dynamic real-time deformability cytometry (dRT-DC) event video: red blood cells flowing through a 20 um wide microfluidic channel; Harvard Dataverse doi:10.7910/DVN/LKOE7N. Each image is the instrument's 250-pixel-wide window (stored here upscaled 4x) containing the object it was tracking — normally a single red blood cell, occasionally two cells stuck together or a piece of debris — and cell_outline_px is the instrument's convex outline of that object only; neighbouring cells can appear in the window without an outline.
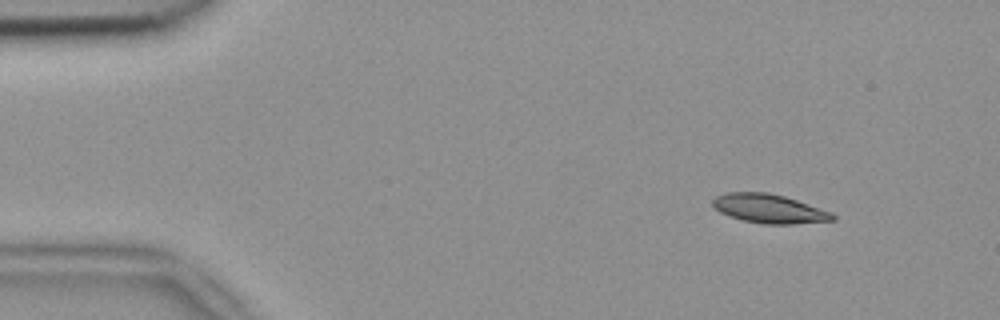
{"species": "common noctule bat (a hibernating species)", "species_latin": "Nyctalus noctula", "temperature_condition": "room temperature", "stored_images_in_passage": 5, "camera_frame_rate_fps": 3000, "um_per_image_px": 0.085, "animal": {"sex": "female", "body_mass_g": 18.4}, "frame": {"image": 1, "passage_image": 1, "time_ms": 0.0, "image_size_px": [1000, 320], "cell_outline_px": [[836, 220], [792, 224], [764, 224], [744, 220], [728, 216], [720, 212], [712, 204], [712, 200], [716, 196], [724, 192], [768, 192], [784, 196], [832, 212], [836, 216]], "centroid_in_image_um": [65.37, 17.73], "position_along_channel_um": 19.6, "area_um2": 20.23}}
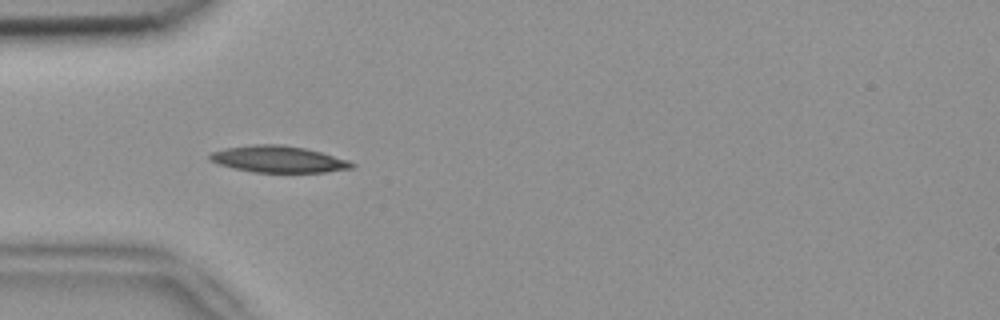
{"frame": {"image": 2, "passage_image": 4, "time_ms": 1.0, "image_size_px": [1000, 320], "cell_outline_px": [[356, 164], [352, 168], [324, 172], [252, 172], [232, 168], [208, 160], [208, 156], [212, 152], [224, 148], [252, 144], [280, 144], [304, 148], [320, 152], [348, 160]], "centroid_in_image_um": [23.62, 13.53], "position_along_channel_um": 61.4, "area_um2": 21.96}}